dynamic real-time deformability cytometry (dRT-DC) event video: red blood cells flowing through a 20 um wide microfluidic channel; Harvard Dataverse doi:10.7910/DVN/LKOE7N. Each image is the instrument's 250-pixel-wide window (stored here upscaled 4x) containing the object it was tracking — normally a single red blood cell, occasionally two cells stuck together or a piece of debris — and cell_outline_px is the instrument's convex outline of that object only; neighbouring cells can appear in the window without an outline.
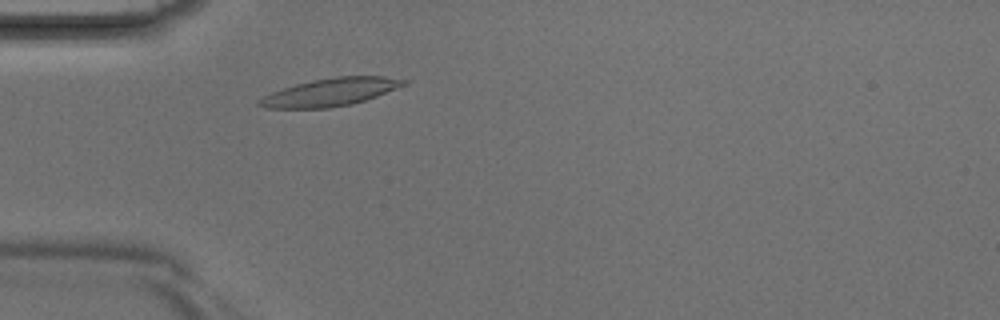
{"species": "Egyptian fruit bat (a non-hibernating species)", "species_latin": "Rousettus aegyptiacus", "temperature_condition": "room temperature", "stored_images_in_passage": 2, "camera_frame_rate_fps": 3000, "um_per_image_px": 0.085, "animal": {"sex": "male"}, "frame": {"image": 1, "passage_image": 2, "time_ms": 0.333, "image_size_px": [1000, 320], "cell_outline_px": [[408, 84], [376, 96], [352, 104], [328, 108], [264, 108], [256, 104], [256, 100], [272, 92], [296, 84], [312, 80], [336, 76], [384, 76], [408, 80]], "centroid_in_image_um": [28.08, 7.83], "position_along_channel_um": 56.9, "area_um2": 23.35}}